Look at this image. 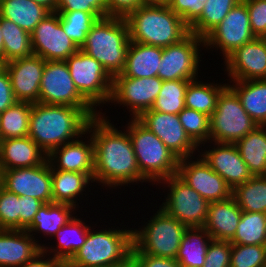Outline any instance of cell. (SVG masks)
Wrapping results in <instances>:
<instances>
[{"instance_id": "17", "label": "cell", "mask_w": 266, "mask_h": 267, "mask_svg": "<svg viewBox=\"0 0 266 267\" xmlns=\"http://www.w3.org/2000/svg\"><path fill=\"white\" fill-rule=\"evenodd\" d=\"M137 119L152 131L179 160L198 154L199 146L186 133L178 115L147 110Z\"/></svg>"}, {"instance_id": "41", "label": "cell", "mask_w": 266, "mask_h": 267, "mask_svg": "<svg viewBox=\"0 0 266 267\" xmlns=\"http://www.w3.org/2000/svg\"><path fill=\"white\" fill-rule=\"evenodd\" d=\"M192 80L163 81L150 110L178 115L185 108V94Z\"/></svg>"}, {"instance_id": "5", "label": "cell", "mask_w": 266, "mask_h": 267, "mask_svg": "<svg viewBox=\"0 0 266 267\" xmlns=\"http://www.w3.org/2000/svg\"><path fill=\"white\" fill-rule=\"evenodd\" d=\"M130 119L119 129L125 128L128 132L140 173L149 185L156 186L160 181L176 175L179 159L137 118Z\"/></svg>"}, {"instance_id": "18", "label": "cell", "mask_w": 266, "mask_h": 267, "mask_svg": "<svg viewBox=\"0 0 266 267\" xmlns=\"http://www.w3.org/2000/svg\"><path fill=\"white\" fill-rule=\"evenodd\" d=\"M177 175L209 203L232 196V189L226 181L199 154L179 160Z\"/></svg>"}, {"instance_id": "47", "label": "cell", "mask_w": 266, "mask_h": 267, "mask_svg": "<svg viewBox=\"0 0 266 267\" xmlns=\"http://www.w3.org/2000/svg\"><path fill=\"white\" fill-rule=\"evenodd\" d=\"M249 12L250 27L255 37L266 38V0H243Z\"/></svg>"}, {"instance_id": "53", "label": "cell", "mask_w": 266, "mask_h": 267, "mask_svg": "<svg viewBox=\"0 0 266 267\" xmlns=\"http://www.w3.org/2000/svg\"><path fill=\"white\" fill-rule=\"evenodd\" d=\"M61 263L43 249L27 263L18 267H60Z\"/></svg>"}, {"instance_id": "33", "label": "cell", "mask_w": 266, "mask_h": 267, "mask_svg": "<svg viewBox=\"0 0 266 267\" xmlns=\"http://www.w3.org/2000/svg\"><path fill=\"white\" fill-rule=\"evenodd\" d=\"M50 12L33 0H0V16L31 33Z\"/></svg>"}, {"instance_id": "29", "label": "cell", "mask_w": 266, "mask_h": 267, "mask_svg": "<svg viewBox=\"0 0 266 267\" xmlns=\"http://www.w3.org/2000/svg\"><path fill=\"white\" fill-rule=\"evenodd\" d=\"M163 48L131 41L126 64L122 74L130 78H149L158 76Z\"/></svg>"}, {"instance_id": "57", "label": "cell", "mask_w": 266, "mask_h": 267, "mask_svg": "<svg viewBox=\"0 0 266 267\" xmlns=\"http://www.w3.org/2000/svg\"><path fill=\"white\" fill-rule=\"evenodd\" d=\"M143 4H165L167 0H141Z\"/></svg>"}, {"instance_id": "52", "label": "cell", "mask_w": 266, "mask_h": 267, "mask_svg": "<svg viewBox=\"0 0 266 267\" xmlns=\"http://www.w3.org/2000/svg\"><path fill=\"white\" fill-rule=\"evenodd\" d=\"M17 102L6 68L0 70V113Z\"/></svg>"}, {"instance_id": "30", "label": "cell", "mask_w": 266, "mask_h": 267, "mask_svg": "<svg viewBox=\"0 0 266 267\" xmlns=\"http://www.w3.org/2000/svg\"><path fill=\"white\" fill-rule=\"evenodd\" d=\"M232 83V85H231ZM247 114L258 126H266V79L229 81Z\"/></svg>"}, {"instance_id": "24", "label": "cell", "mask_w": 266, "mask_h": 267, "mask_svg": "<svg viewBox=\"0 0 266 267\" xmlns=\"http://www.w3.org/2000/svg\"><path fill=\"white\" fill-rule=\"evenodd\" d=\"M42 248L26 230L0 229V267H18Z\"/></svg>"}, {"instance_id": "14", "label": "cell", "mask_w": 266, "mask_h": 267, "mask_svg": "<svg viewBox=\"0 0 266 267\" xmlns=\"http://www.w3.org/2000/svg\"><path fill=\"white\" fill-rule=\"evenodd\" d=\"M256 37L251 31L249 12L246 3L241 0L235 5L205 38L204 46L208 52L220 50V56L224 60L236 48L251 42ZM208 49V50H207Z\"/></svg>"}, {"instance_id": "9", "label": "cell", "mask_w": 266, "mask_h": 267, "mask_svg": "<svg viewBox=\"0 0 266 267\" xmlns=\"http://www.w3.org/2000/svg\"><path fill=\"white\" fill-rule=\"evenodd\" d=\"M65 62L79 93L96 110L99 108V113H101L103 106L109 104L113 78L97 60L81 49L67 58Z\"/></svg>"}, {"instance_id": "7", "label": "cell", "mask_w": 266, "mask_h": 267, "mask_svg": "<svg viewBox=\"0 0 266 267\" xmlns=\"http://www.w3.org/2000/svg\"><path fill=\"white\" fill-rule=\"evenodd\" d=\"M155 212L144 225L133 228V246L144 254L175 259L187 227L161 207Z\"/></svg>"}, {"instance_id": "58", "label": "cell", "mask_w": 266, "mask_h": 267, "mask_svg": "<svg viewBox=\"0 0 266 267\" xmlns=\"http://www.w3.org/2000/svg\"><path fill=\"white\" fill-rule=\"evenodd\" d=\"M60 267H75V266L69 265L67 262H64V263H61Z\"/></svg>"}, {"instance_id": "38", "label": "cell", "mask_w": 266, "mask_h": 267, "mask_svg": "<svg viewBox=\"0 0 266 267\" xmlns=\"http://www.w3.org/2000/svg\"><path fill=\"white\" fill-rule=\"evenodd\" d=\"M230 243L266 245V213L243 211L237 231Z\"/></svg>"}, {"instance_id": "15", "label": "cell", "mask_w": 266, "mask_h": 267, "mask_svg": "<svg viewBox=\"0 0 266 267\" xmlns=\"http://www.w3.org/2000/svg\"><path fill=\"white\" fill-rule=\"evenodd\" d=\"M0 185L20 197L53 202L51 165L47 160L34 167L0 170Z\"/></svg>"}, {"instance_id": "1", "label": "cell", "mask_w": 266, "mask_h": 267, "mask_svg": "<svg viewBox=\"0 0 266 267\" xmlns=\"http://www.w3.org/2000/svg\"><path fill=\"white\" fill-rule=\"evenodd\" d=\"M108 118L101 112L90 119L86 130L94 144L95 186L98 183V186L113 191L131 184L148 183L140 173L128 132L125 128L123 131L118 126L116 128Z\"/></svg>"}, {"instance_id": "25", "label": "cell", "mask_w": 266, "mask_h": 267, "mask_svg": "<svg viewBox=\"0 0 266 267\" xmlns=\"http://www.w3.org/2000/svg\"><path fill=\"white\" fill-rule=\"evenodd\" d=\"M242 210L234 198L212 202L208 207V214L203 228L213 240L231 241L237 231Z\"/></svg>"}, {"instance_id": "27", "label": "cell", "mask_w": 266, "mask_h": 267, "mask_svg": "<svg viewBox=\"0 0 266 267\" xmlns=\"http://www.w3.org/2000/svg\"><path fill=\"white\" fill-rule=\"evenodd\" d=\"M51 175L53 202L68 204L79 210L80 206L77 201L80 202L84 195L89 196L87 193L91 192L89 189L94 185L93 179L85 173L56 170L52 166Z\"/></svg>"}, {"instance_id": "45", "label": "cell", "mask_w": 266, "mask_h": 267, "mask_svg": "<svg viewBox=\"0 0 266 267\" xmlns=\"http://www.w3.org/2000/svg\"><path fill=\"white\" fill-rule=\"evenodd\" d=\"M207 0H167V6L190 27L202 14Z\"/></svg>"}, {"instance_id": "31", "label": "cell", "mask_w": 266, "mask_h": 267, "mask_svg": "<svg viewBox=\"0 0 266 267\" xmlns=\"http://www.w3.org/2000/svg\"><path fill=\"white\" fill-rule=\"evenodd\" d=\"M212 237L203 227H190L184 231L176 260L180 267H203Z\"/></svg>"}, {"instance_id": "60", "label": "cell", "mask_w": 266, "mask_h": 267, "mask_svg": "<svg viewBox=\"0 0 266 267\" xmlns=\"http://www.w3.org/2000/svg\"><path fill=\"white\" fill-rule=\"evenodd\" d=\"M91 267H111V265H106V266H91Z\"/></svg>"}, {"instance_id": "2", "label": "cell", "mask_w": 266, "mask_h": 267, "mask_svg": "<svg viewBox=\"0 0 266 267\" xmlns=\"http://www.w3.org/2000/svg\"><path fill=\"white\" fill-rule=\"evenodd\" d=\"M90 119L80 108L32 103L28 136L49 155L84 134Z\"/></svg>"}, {"instance_id": "59", "label": "cell", "mask_w": 266, "mask_h": 267, "mask_svg": "<svg viewBox=\"0 0 266 267\" xmlns=\"http://www.w3.org/2000/svg\"><path fill=\"white\" fill-rule=\"evenodd\" d=\"M4 65H5V63H4L3 59L0 58V70H2L4 68Z\"/></svg>"}, {"instance_id": "36", "label": "cell", "mask_w": 266, "mask_h": 267, "mask_svg": "<svg viewBox=\"0 0 266 267\" xmlns=\"http://www.w3.org/2000/svg\"><path fill=\"white\" fill-rule=\"evenodd\" d=\"M232 197L242 211L266 213V177L253 176L235 187Z\"/></svg>"}, {"instance_id": "13", "label": "cell", "mask_w": 266, "mask_h": 267, "mask_svg": "<svg viewBox=\"0 0 266 267\" xmlns=\"http://www.w3.org/2000/svg\"><path fill=\"white\" fill-rule=\"evenodd\" d=\"M162 83L163 80L158 76L130 78L118 74L113 77L109 105L126 107L129 117L138 118L144 111L151 109Z\"/></svg>"}, {"instance_id": "28", "label": "cell", "mask_w": 266, "mask_h": 267, "mask_svg": "<svg viewBox=\"0 0 266 267\" xmlns=\"http://www.w3.org/2000/svg\"><path fill=\"white\" fill-rule=\"evenodd\" d=\"M76 214L67 224L63 225L52 239L57 245L48 242L42 249L60 263L68 262L85 243L91 224ZM49 246V247H48Z\"/></svg>"}, {"instance_id": "42", "label": "cell", "mask_w": 266, "mask_h": 267, "mask_svg": "<svg viewBox=\"0 0 266 267\" xmlns=\"http://www.w3.org/2000/svg\"><path fill=\"white\" fill-rule=\"evenodd\" d=\"M178 116L184 130L198 146L210 141L209 116L187 107Z\"/></svg>"}, {"instance_id": "50", "label": "cell", "mask_w": 266, "mask_h": 267, "mask_svg": "<svg viewBox=\"0 0 266 267\" xmlns=\"http://www.w3.org/2000/svg\"><path fill=\"white\" fill-rule=\"evenodd\" d=\"M131 254L134 257L136 267H180L176 259L144 254L134 246H132Z\"/></svg>"}, {"instance_id": "37", "label": "cell", "mask_w": 266, "mask_h": 267, "mask_svg": "<svg viewBox=\"0 0 266 267\" xmlns=\"http://www.w3.org/2000/svg\"><path fill=\"white\" fill-rule=\"evenodd\" d=\"M1 32L4 39V63L33 55L30 33L2 17Z\"/></svg>"}, {"instance_id": "21", "label": "cell", "mask_w": 266, "mask_h": 267, "mask_svg": "<svg viewBox=\"0 0 266 267\" xmlns=\"http://www.w3.org/2000/svg\"><path fill=\"white\" fill-rule=\"evenodd\" d=\"M45 62L40 56L32 55L5 63L4 67L10 77L12 91L17 101L39 102Z\"/></svg>"}, {"instance_id": "23", "label": "cell", "mask_w": 266, "mask_h": 267, "mask_svg": "<svg viewBox=\"0 0 266 267\" xmlns=\"http://www.w3.org/2000/svg\"><path fill=\"white\" fill-rule=\"evenodd\" d=\"M47 156L29 136L0 140V170L41 165Z\"/></svg>"}, {"instance_id": "54", "label": "cell", "mask_w": 266, "mask_h": 267, "mask_svg": "<svg viewBox=\"0 0 266 267\" xmlns=\"http://www.w3.org/2000/svg\"><path fill=\"white\" fill-rule=\"evenodd\" d=\"M33 1L46 8L49 12H56L58 0H33Z\"/></svg>"}, {"instance_id": "22", "label": "cell", "mask_w": 266, "mask_h": 267, "mask_svg": "<svg viewBox=\"0 0 266 267\" xmlns=\"http://www.w3.org/2000/svg\"><path fill=\"white\" fill-rule=\"evenodd\" d=\"M47 160L56 170L85 173L93 179L94 144L91 135L86 131L76 140L54 149Z\"/></svg>"}, {"instance_id": "4", "label": "cell", "mask_w": 266, "mask_h": 267, "mask_svg": "<svg viewBox=\"0 0 266 267\" xmlns=\"http://www.w3.org/2000/svg\"><path fill=\"white\" fill-rule=\"evenodd\" d=\"M130 42L125 18L108 16L98 19L92 26L80 49L97 60L113 78L125 68Z\"/></svg>"}, {"instance_id": "48", "label": "cell", "mask_w": 266, "mask_h": 267, "mask_svg": "<svg viewBox=\"0 0 266 267\" xmlns=\"http://www.w3.org/2000/svg\"><path fill=\"white\" fill-rule=\"evenodd\" d=\"M106 0H58L56 12L80 10L88 13H99L107 17Z\"/></svg>"}, {"instance_id": "43", "label": "cell", "mask_w": 266, "mask_h": 267, "mask_svg": "<svg viewBox=\"0 0 266 267\" xmlns=\"http://www.w3.org/2000/svg\"><path fill=\"white\" fill-rule=\"evenodd\" d=\"M229 267H266V245L231 244Z\"/></svg>"}, {"instance_id": "19", "label": "cell", "mask_w": 266, "mask_h": 267, "mask_svg": "<svg viewBox=\"0 0 266 267\" xmlns=\"http://www.w3.org/2000/svg\"><path fill=\"white\" fill-rule=\"evenodd\" d=\"M209 142L199 146L198 154L232 190L253 177L235 144Z\"/></svg>"}, {"instance_id": "32", "label": "cell", "mask_w": 266, "mask_h": 267, "mask_svg": "<svg viewBox=\"0 0 266 267\" xmlns=\"http://www.w3.org/2000/svg\"><path fill=\"white\" fill-rule=\"evenodd\" d=\"M241 158L253 176L266 171V126H258L235 143Z\"/></svg>"}, {"instance_id": "11", "label": "cell", "mask_w": 266, "mask_h": 267, "mask_svg": "<svg viewBox=\"0 0 266 267\" xmlns=\"http://www.w3.org/2000/svg\"><path fill=\"white\" fill-rule=\"evenodd\" d=\"M39 103L82 109L90 118L99 115L78 91L65 61H46L40 83Z\"/></svg>"}, {"instance_id": "12", "label": "cell", "mask_w": 266, "mask_h": 267, "mask_svg": "<svg viewBox=\"0 0 266 267\" xmlns=\"http://www.w3.org/2000/svg\"><path fill=\"white\" fill-rule=\"evenodd\" d=\"M201 49H205L204 39L191 32L180 42L164 47L158 77L163 81L201 79Z\"/></svg>"}, {"instance_id": "49", "label": "cell", "mask_w": 266, "mask_h": 267, "mask_svg": "<svg viewBox=\"0 0 266 267\" xmlns=\"http://www.w3.org/2000/svg\"><path fill=\"white\" fill-rule=\"evenodd\" d=\"M42 204V201L31 196L20 197L19 230H26L32 224Z\"/></svg>"}, {"instance_id": "35", "label": "cell", "mask_w": 266, "mask_h": 267, "mask_svg": "<svg viewBox=\"0 0 266 267\" xmlns=\"http://www.w3.org/2000/svg\"><path fill=\"white\" fill-rule=\"evenodd\" d=\"M32 103L17 101L0 113V140L28 136Z\"/></svg>"}, {"instance_id": "20", "label": "cell", "mask_w": 266, "mask_h": 267, "mask_svg": "<svg viewBox=\"0 0 266 267\" xmlns=\"http://www.w3.org/2000/svg\"><path fill=\"white\" fill-rule=\"evenodd\" d=\"M223 63L227 81L266 79V38L256 37L236 48Z\"/></svg>"}, {"instance_id": "26", "label": "cell", "mask_w": 266, "mask_h": 267, "mask_svg": "<svg viewBox=\"0 0 266 267\" xmlns=\"http://www.w3.org/2000/svg\"><path fill=\"white\" fill-rule=\"evenodd\" d=\"M76 211L80 212V210L78 211L74 206L68 204L55 202L44 203L35 214L32 224L26 231L43 248L46 244H42L37 236L42 234L46 238L45 240L48 238V241L50 238L52 240L57 231L75 216Z\"/></svg>"}, {"instance_id": "46", "label": "cell", "mask_w": 266, "mask_h": 267, "mask_svg": "<svg viewBox=\"0 0 266 267\" xmlns=\"http://www.w3.org/2000/svg\"><path fill=\"white\" fill-rule=\"evenodd\" d=\"M230 259V241L212 240L208 246L203 267H229Z\"/></svg>"}, {"instance_id": "34", "label": "cell", "mask_w": 266, "mask_h": 267, "mask_svg": "<svg viewBox=\"0 0 266 267\" xmlns=\"http://www.w3.org/2000/svg\"><path fill=\"white\" fill-rule=\"evenodd\" d=\"M199 80L198 78L189 82L185 94V107L211 117L216 109L218 96L228 82L218 84L215 80L213 82Z\"/></svg>"}, {"instance_id": "40", "label": "cell", "mask_w": 266, "mask_h": 267, "mask_svg": "<svg viewBox=\"0 0 266 267\" xmlns=\"http://www.w3.org/2000/svg\"><path fill=\"white\" fill-rule=\"evenodd\" d=\"M57 13L62 29L79 48L85 43L87 33L92 26L98 19L103 18L99 13H88L80 10Z\"/></svg>"}, {"instance_id": "55", "label": "cell", "mask_w": 266, "mask_h": 267, "mask_svg": "<svg viewBox=\"0 0 266 267\" xmlns=\"http://www.w3.org/2000/svg\"><path fill=\"white\" fill-rule=\"evenodd\" d=\"M111 267H136V263L132 254H130L123 261L112 264Z\"/></svg>"}, {"instance_id": "16", "label": "cell", "mask_w": 266, "mask_h": 267, "mask_svg": "<svg viewBox=\"0 0 266 267\" xmlns=\"http://www.w3.org/2000/svg\"><path fill=\"white\" fill-rule=\"evenodd\" d=\"M30 37L33 55L45 61H65L80 49L62 29L57 12L47 14Z\"/></svg>"}, {"instance_id": "8", "label": "cell", "mask_w": 266, "mask_h": 267, "mask_svg": "<svg viewBox=\"0 0 266 267\" xmlns=\"http://www.w3.org/2000/svg\"><path fill=\"white\" fill-rule=\"evenodd\" d=\"M256 127L237 94L227 85L219 94L210 117V141L235 144Z\"/></svg>"}, {"instance_id": "39", "label": "cell", "mask_w": 266, "mask_h": 267, "mask_svg": "<svg viewBox=\"0 0 266 267\" xmlns=\"http://www.w3.org/2000/svg\"><path fill=\"white\" fill-rule=\"evenodd\" d=\"M241 0H207L200 17L189 27L191 33L205 38Z\"/></svg>"}, {"instance_id": "56", "label": "cell", "mask_w": 266, "mask_h": 267, "mask_svg": "<svg viewBox=\"0 0 266 267\" xmlns=\"http://www.w3.org/2000/svg\"><path fill=\"white\" fill-rule=\"evenodd\" d=\"M0 58L4 61V39L3 33L1 32V16H0Z\"/></svg>"}, {"instance_id": "51", "label": "cell", "mask_w": 266, "mask_h": 267, "mask_svg": "<svg viewBox=\"0 0 266 267\" xmlns=\"http://www.w3.org/2000/svg\"><path fill=\"white\" fill-rule=\"evenodd\" d=\"M106 2L107 17L125 18L130 12L143 5L141 0H106Z\"/></svg>"}, {"instance_id": "3", "label": "cell", "mask_w": 266, "mask_h": 267, "mask_svg": "<svg viewBox=\"0 0 266 267\" xmlns=\"http://www.w3.org/2000/svg\"><path fill=\"white\" fill-rule=\"evenodd\" d=\"M125 20L130 41L167 47L180 42L189 33V26L167 4H143L130 12Z\"/></svg>"}, {"instance_id": "10", "label": "cell", "mask_w": 266, "mask_h": 267, "mask_svg": "<svg viewBox=\"0 0 266 267\" xmlns=\"http://www.w3.org/2000/svg\"><path fill=\"white\" fill-rule=\"evenodd\" d=\"M164 189L165 200L161 207L169 216L183 223L187 228L203 227L208 214L209 202L190 187L177 174L158 183Z\"/></svg>"}, {"instance_id": "6", "label": "cell", "mask_w": 266, "mask_h": 267, "mask_svg": "<svg viewBox=\"0 0 266 267\" xmlns=\"http://www.w3.org/2000/svg\"><path fill=\"white\" fill-rule=\"evenodd\" d=\"M123 226L126 224L121 229L111 226L97 231L91 226L85 243L67 263L75 267H91L123 261L131 254L133 246V227L125 229Z\"/></svg>"}, {"instance_id": "44", "label": "cell", "mask_w": 266, "mask_h": 267, "mask_svg": "<svg viewBox=\"0 0 266 267\" xmlns=\"http://www.w3.org/2000/svg\"><path fill=\"white\" fill-rule=\"evenodd\" d=\"M20 196L0 185V229L19 230Z\"/></svg>"}]
</instances>
